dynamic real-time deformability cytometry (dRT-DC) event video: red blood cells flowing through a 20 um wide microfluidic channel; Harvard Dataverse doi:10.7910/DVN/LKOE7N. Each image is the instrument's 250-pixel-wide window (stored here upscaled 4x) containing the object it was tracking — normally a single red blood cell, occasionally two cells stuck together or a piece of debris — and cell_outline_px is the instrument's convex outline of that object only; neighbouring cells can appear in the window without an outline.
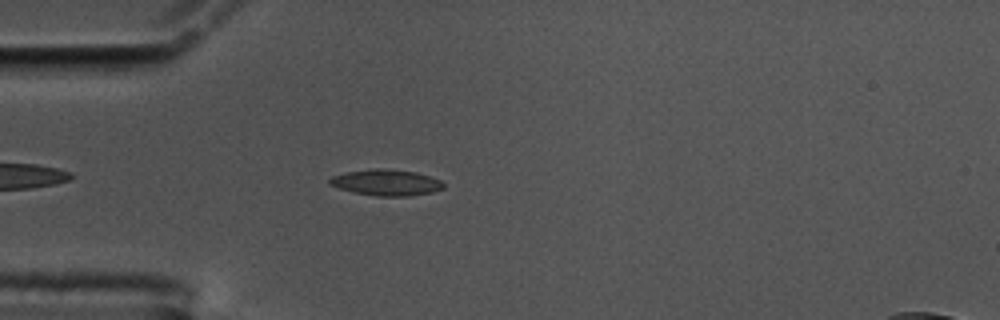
{"species": "common noctule bat (a hibernating species)", "species_latin": "Nyctalus noctula", "temperature_condition": "cold", "stored_images_in_passage": 48, "camera_frame_rate_fps": 3000, "um_per_image_px": 0.085, "animal": {"sex": "male", "body_mass_g": 17.5, "forearm_length_mm": 52.3}, "frame": {"image": 1, "passage_image": 6, "time_ms": 1.667, "image_size_px": [1000, 320], "cell_outline_px": [[444, 188], [432, 192], [408, 196], [376, 196], [356, 192], [340, 188], [328, 184], [328, 180], [332, 176], [344, 172], [376, 168], [384, 168], [416, 172], [440, 180], [444, 184]], "centroid_in_image_um": [32.82, 15.51], "position_along_channel_um": 52.2, "area_um2": 17.22}}
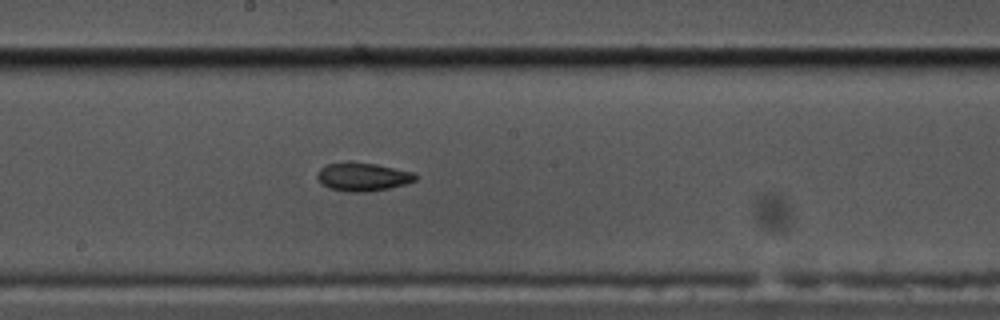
{"frame": {"image": 2, "passage_image": 21, "time_ms": 6.667, "image_size_px": [1000, 320], "cell_outline_px": [[420, 176], [416, 180], [404, 184], [388, 188], [364, 192], [352, 192], [328, 188], [320, 184], [316, 176], [316, 172], [320, 168], [328, 164], [348, 160], [352, 160], [376, 164], [412, 172]], "centroid_in_image_um": [30.78, 15.0], "position_along_channel_um": 217.4, "area_um2": 16.53}}
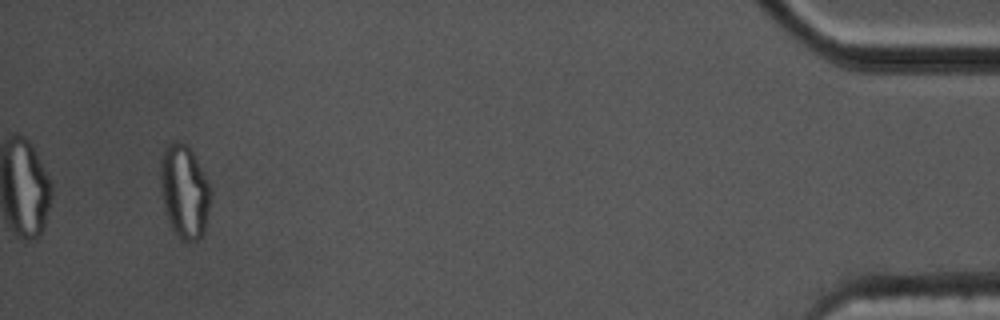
{"frame": {"image": 3, "passage_image": 45, "time_ms": 14.667, "image_size_px": [1000, 320], "cell_outline_px": [[212, 192], [204, 232], [196, 240], [184, 240], [172, 228], [160, 192], [160, 160], [164, 148], [172, 140], [180, 140], [188, 144], [208, 180]], "centroid_in_image_um": [15.67, 16.18], "position_along_channel_um": 419.5, "area_um2": 27.34}, "authors_computed_cell_mechanics": {"area_um2": 16.5308, "velocity_mm_per_s": 3.4758, "shape_relaxation_time_tau1_ms": null, "shape_relaxation_time_tau2_ms": 6.2266, "deformation_change_tau1": null, "deformation_change_tau2": 0.1099}}